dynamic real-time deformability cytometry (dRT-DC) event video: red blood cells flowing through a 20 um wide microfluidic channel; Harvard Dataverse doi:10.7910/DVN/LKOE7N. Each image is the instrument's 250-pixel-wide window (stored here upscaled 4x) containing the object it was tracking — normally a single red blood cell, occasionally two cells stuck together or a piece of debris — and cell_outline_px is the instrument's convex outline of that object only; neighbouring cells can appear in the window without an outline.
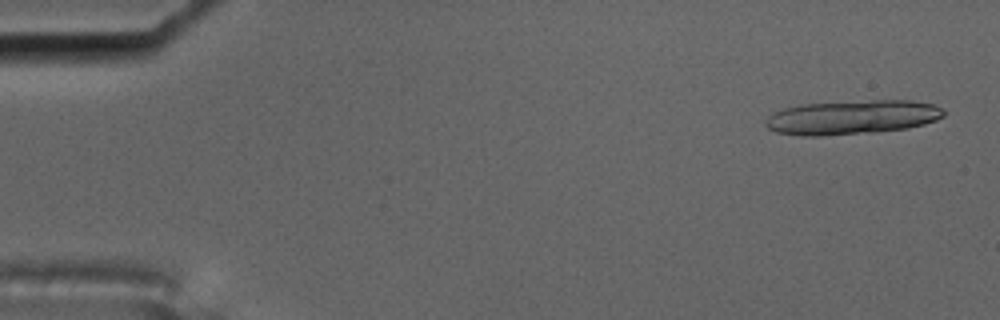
{"species": "common noctule bat (a hibernating species)", "species_latin": "Nyctalus noctula", "temperature_condition": "cold", "stored_images_in_passage": 11, "camera_frame_rate_fps": 3000, "um_per_image_px": 0.085, "animal": {"sex": "male", "body_mass_g": 17.5, "forearm_length_mm": 52.3}, "frame": {"image": 1, "passage_image": 1, "time_ms": 0.0, "image_size_px": [1000, 320], "cell_outline_px": [[948, 112], [944, 116], [936, 120], [924, 124], [908, 128], [876, 132], [820, 136], [800, 136], [776, 132], [768, 128], [764, 124], [768, 116], [784, 108], [804, 104], [872, 100], [912, 100], [936, 104], [944, 108]], "centroid_in_image_um": [72.5, 9.97], "position_along_channel_um": 12.5, "area_um2": 35.84}}